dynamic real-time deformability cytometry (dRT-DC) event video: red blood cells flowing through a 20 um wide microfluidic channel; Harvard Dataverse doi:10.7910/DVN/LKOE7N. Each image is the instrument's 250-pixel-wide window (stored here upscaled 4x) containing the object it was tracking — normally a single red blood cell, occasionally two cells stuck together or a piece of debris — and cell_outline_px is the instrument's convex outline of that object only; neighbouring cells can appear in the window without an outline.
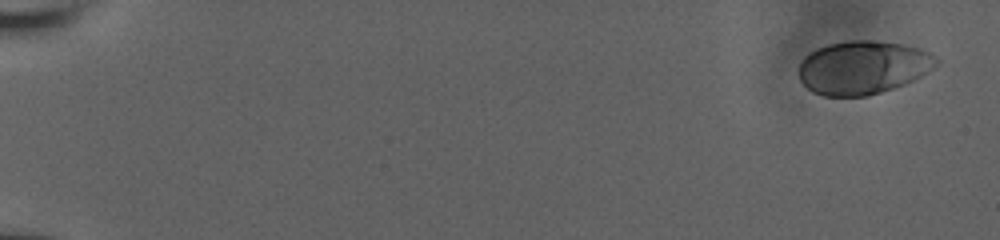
{"species": "human", "species_latin": "Homo sapiens", "temperature_condition": "room temperature", "stored_images_in_passage": 8, "camera_frame_rate_fps": 3000, "um_per_image_px": 0.085, "donor": {"sex": "male"}, "frame": {"image": 1, "passage_image": 1, "time_ms": 0.0, "image_size_px": [1000, 240], "cell_outline_px": [[940, 60], [928, 72], [904, 84], [868, 96], [824, 96], [812, 92], [800, 80], [800, 64], [804, 56], [816, 48], [828, 44], [848, 40], [868, 40], [904, 44], [920, 48], [936, 56]], "centroid_in_image_um": [73.35, 5.72], "position_along_channel_um": 11.7, "area_um2": 42.77}}